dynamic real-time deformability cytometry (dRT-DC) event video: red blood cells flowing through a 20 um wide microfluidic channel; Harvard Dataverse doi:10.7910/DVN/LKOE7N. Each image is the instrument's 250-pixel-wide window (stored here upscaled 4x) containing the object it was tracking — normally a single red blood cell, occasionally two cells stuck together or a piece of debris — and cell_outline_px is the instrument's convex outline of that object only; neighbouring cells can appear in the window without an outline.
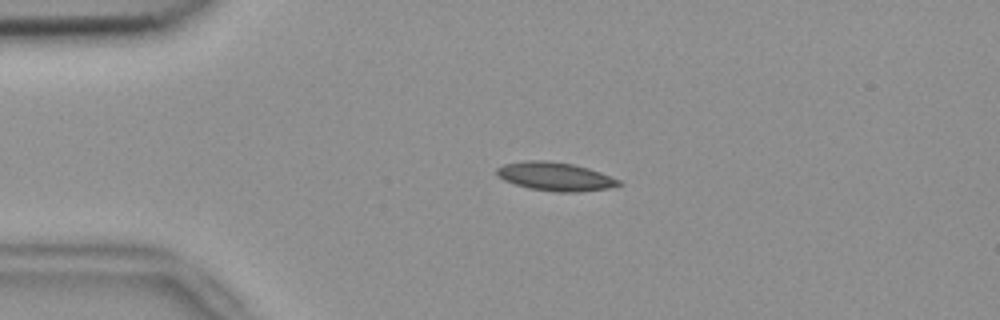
{"species": "common noctule bat (a hibernating species)", "species_latin": "Nyctalus noctula", "temperature_condition": "room temperature", "stored_images_in_passage": 46, "camera_frame_rate_fps": 3000, "um_per_image_px": 0.085, "animal": {"sex": "female", "body_mass_g": 18.4}, "frame": {"image": 1, "passage_image": 4, "time_ms": 1.0, "image_size_px": [1000, 320], "cell_outline_px": [[624, 184], [608, 188], [576, 192], [556, 192], [528, 188], [504, 180], [496, 176], [496, 168], [504, 164], [528, 160], [544, 160], [572, 164], [588, 168], [600, 172], [620, 180]], "centroid_in_image_um": [47.18, 15.0], "position_along_channel_um": 37.8, "area_um2": 20.23}}
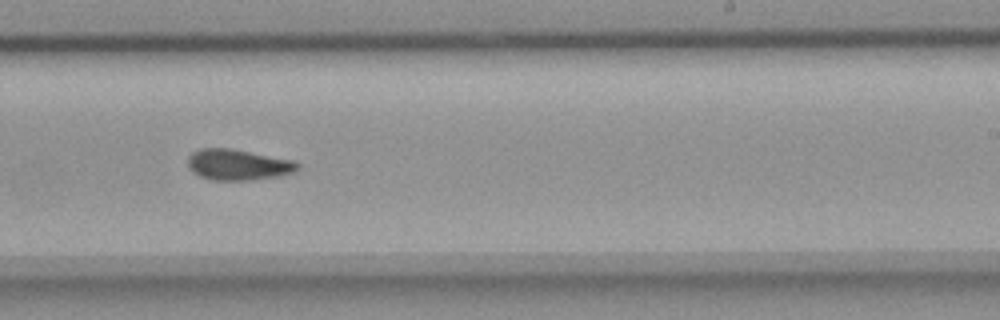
{"frame": {"image": 2, "passage_image": 25, "time_ms": 8.0, "image_size_px": [1000, 320], "cell_outline_px": [[300, 168], [292, 172], [280, 176], [252, 180], [212, 180], [200, 176], [192, 172], [188, 168], [188, 156], [192, 152], [200, 148], [228, 148], [292, 160], [300, 164]], "centroid_in_image_um": [20.2, 14.01], "position_along_channel_um": 268.8, "area_um2": 19.71}}
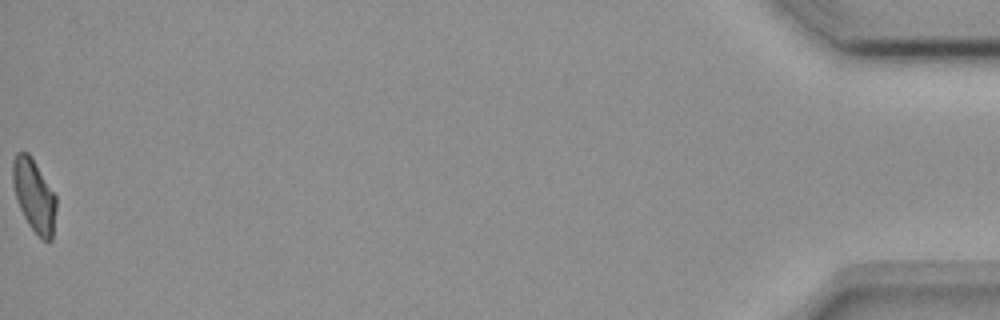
{"frame": {"image": 3, "passage_image": 46, "time_ms": 15.0, "image_size_px": [1000, 320], "cell_outline_px": [[56, 208], [52, 240], [44, 240], [28, 224], [16, 200], [12, 184], [12, 160], [16, 152], [28, 152], [56, 196]], "centroid_in_image_um": [2.87, 16.59], "position_along_channel_um": 432.3, "area_um2": 18.21}, "authors_computed_cell_mechanics": {"area_um2": 19.4786, "velocity_mm_per_s": 3.7645, "shape_relaxation_time_tau1_ms": 5.2328, "shape_relaxation_time_tau2_ms": 3.5626, "deformation_change_tau1": 0.1355, "deformation_change_tau2": 0.0998}}